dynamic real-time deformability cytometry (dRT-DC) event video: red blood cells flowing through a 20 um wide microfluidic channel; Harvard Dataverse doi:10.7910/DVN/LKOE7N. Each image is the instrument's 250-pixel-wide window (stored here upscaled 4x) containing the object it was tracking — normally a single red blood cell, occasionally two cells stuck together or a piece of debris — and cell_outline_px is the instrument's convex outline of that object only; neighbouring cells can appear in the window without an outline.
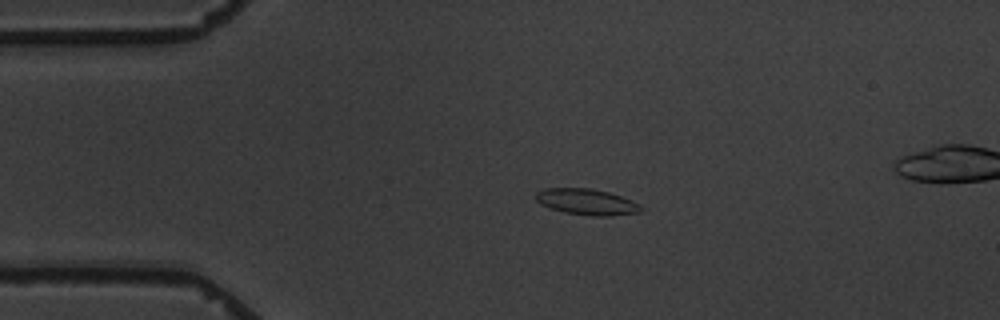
{"species": "common noctule bat (a hibernating species)", "species_latin": "Nyctalus noctula", "temperature_condition": "warm", "stored_images_in_passage": 5, "camera_frame_rate_fps": 3000, "um_per_image_px": 0.085, "animal": {"sex": "male", "body_mass_g": 19.5, "forearm_length_mm": 54.6}, "frame": {"image": 1, "passage_image": 3, "time_ms": 2.333, "image_size_px": [1000, 320], "cell_outline_px": [[640, 212], [612, 216], [592, 216], [564, 212], [540, 204], [536, 200], [536, 192], [544, 188], [592, 188], [608, 192], [632, 200], [640, 204]], "centroid_in_image_um": [49.86, 17.15], "position_along_channel_um": 35.1, "area_um2": 15.9}}